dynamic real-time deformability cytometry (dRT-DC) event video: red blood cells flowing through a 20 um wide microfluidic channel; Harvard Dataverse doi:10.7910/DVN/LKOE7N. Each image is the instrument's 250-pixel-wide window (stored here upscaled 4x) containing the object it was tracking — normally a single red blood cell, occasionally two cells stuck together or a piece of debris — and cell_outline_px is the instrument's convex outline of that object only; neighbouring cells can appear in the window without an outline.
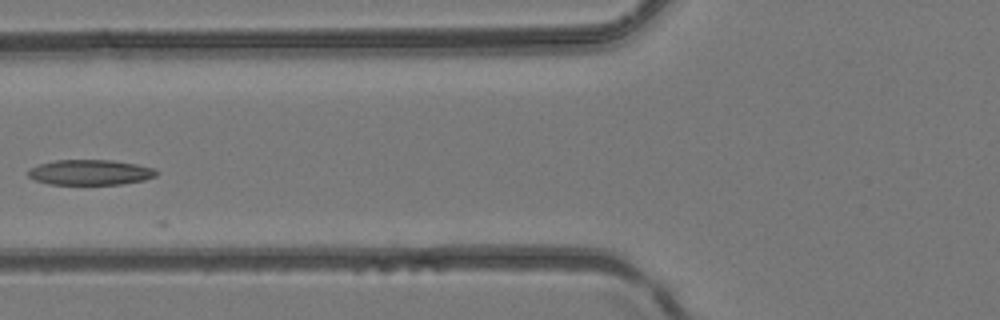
{"species": "common noctule bat (a hibernating species)", "species_latin": "Nyctalus noctula", "temperature_condition": "room temperature", "stored_images_in_passage": 6, "camera_frame_rate_fps": 3000, "um_per_image_px": 0.085, "animal": {"sex": "female", "body_mass_g": 24.6, "forearm_length_mm": 56.2}, "frame": {"image": 1, "passage_image": 5, "time_ms": 1.333, "image_size_px": [1000, 320], "cell_outline_px": [[160, 172], [156, 176], [144, 180], [120, 184], [48, 184], [36, 180], [28, 176], [28, 172], [32, 168], [40, 164], [56, 160], [112, 160], [136, 164], [156, 168]], "centroid_in_image_um": [7.73, 14.65], "position_along_channel_um": 118.1, "area_um2": 18.84}}